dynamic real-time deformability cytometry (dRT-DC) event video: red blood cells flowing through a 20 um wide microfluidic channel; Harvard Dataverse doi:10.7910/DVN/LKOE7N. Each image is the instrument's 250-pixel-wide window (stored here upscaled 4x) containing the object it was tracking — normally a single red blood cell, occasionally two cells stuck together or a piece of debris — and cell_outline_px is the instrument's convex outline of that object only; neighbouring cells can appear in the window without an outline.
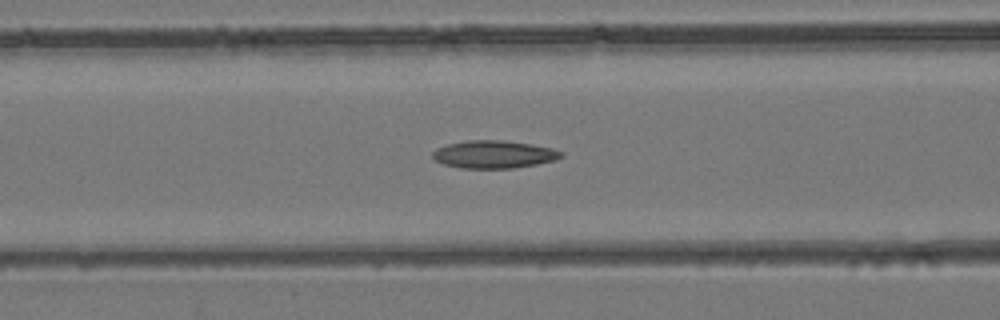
{"species": "common noctule bat (a hibernating species)", "species_latin": "Nyctalus noctula", "temperature_condition": "room temperature", "stored_images_in_passage": 28, "camera_frame_rate_fps": 3000, "um_per_image_px": 0.085, "animal": {"sex": "female", "body_mass_g": 24.6, "forearm_length_mm": 56.2}, "frame": {"image": 1, "passage_image": 7, "time_ms": 2.0, "image_size_px": [1000, 320], "cell_outline_px": [[560, 156], [552, 160], [536, 164], [512, 168], [460, 168], [444, 164], [436, 160], [432, 156], [432, 152], [436, 148], [448, 144], [468, 140], [504, 140], [532, 144], [552, 148], [560, 152]], "centroid_in_image_um": [41.91, 13.11], "position_along_channel_um": 124.7, "area_um2": 20.46}}
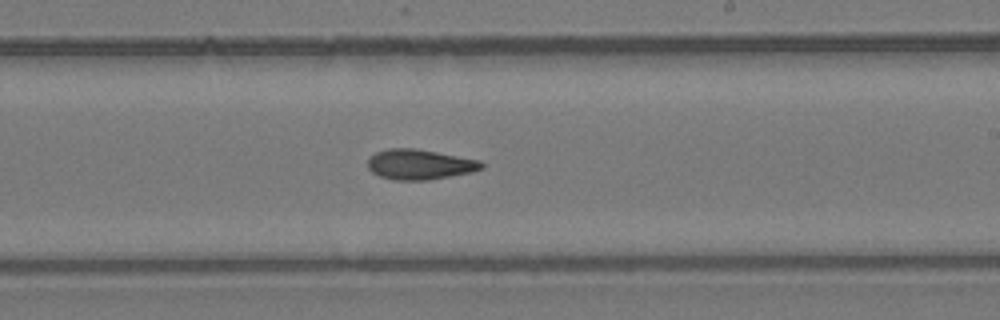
{"frame": {"image": 2, "passage_image": 15, "time_ms": 4.667, "image_size_px": [1000, 320], "cell_outline_px": [[484, 168], [472, 172], [428, 180], [392, 180], [380, 176], [372, 172], [368, 168], [368, 160], [376, 152], [388, 148], [416, 148], [480, 160], [484, 164]], "centroid_in_image_um": [35.68, 13.97], "position_along_channel_um": 253.3, "area_um2": 20.06}}
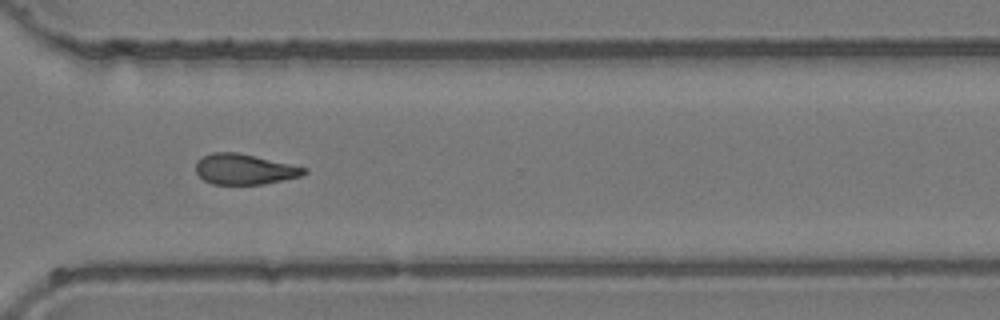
{"frame": {"image": 3, "passage_image": 21, "time_ms": 6.667, "image_size_px": [1000, 320], "cell_outline_px": [[308, 172], [300, 176], [264, 184], [212, 184], [204, 180], [196, 172], [196, 160], [212, 152], [236, 152], [308, 168]], "centroid_in_image_um": [20.76, 14.38], "position_along_channel_um": 349.8, "area_um2": 19.07}}